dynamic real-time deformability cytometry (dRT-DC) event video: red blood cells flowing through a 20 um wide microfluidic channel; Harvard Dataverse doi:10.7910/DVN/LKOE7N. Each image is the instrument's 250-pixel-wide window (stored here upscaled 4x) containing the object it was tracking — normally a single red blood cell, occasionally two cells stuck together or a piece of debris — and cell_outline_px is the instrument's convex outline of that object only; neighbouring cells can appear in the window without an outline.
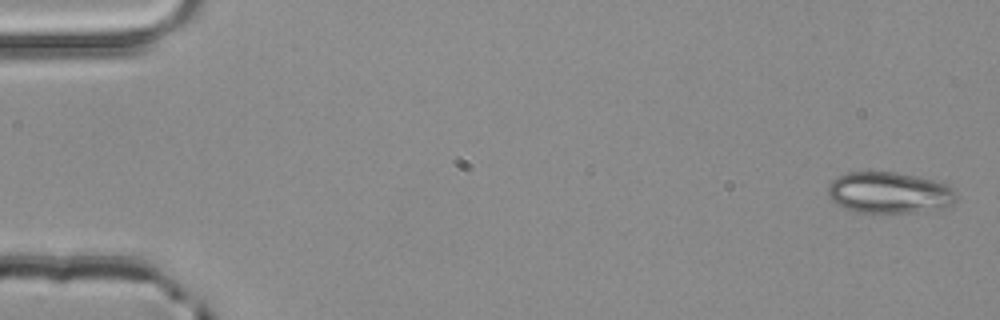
{"species": "common noctule bat (a hibernating species)", "species_latin": "Nyctalus noctula", "temperature_condition": "room temperature", "stored_images_in_passage": 4, "camera_frame_rate_fps": 3000, "um_per_image_px": 0.085, "animal": {"sex": "male", "body_mass_g": 20.4}, "frame": {"image": 1, "passage_image": 1, "time_ms": 0.0, "image_size_px": [1000, 320], "cell_outline_px": [[956, 200], [952, 204], [944, 208], [916, 212], [872, 216], [856, 212], [844, 208], [836, 204], [828, 196], [828, 184], [836, 176], [848, 172], [896, 172], [916, 176], [948, 184], [956, 192]], "centroid_in_image_um": [75.56, 16.42], "position_along_channel_um": 9.4, "area_um2": 31.91}}